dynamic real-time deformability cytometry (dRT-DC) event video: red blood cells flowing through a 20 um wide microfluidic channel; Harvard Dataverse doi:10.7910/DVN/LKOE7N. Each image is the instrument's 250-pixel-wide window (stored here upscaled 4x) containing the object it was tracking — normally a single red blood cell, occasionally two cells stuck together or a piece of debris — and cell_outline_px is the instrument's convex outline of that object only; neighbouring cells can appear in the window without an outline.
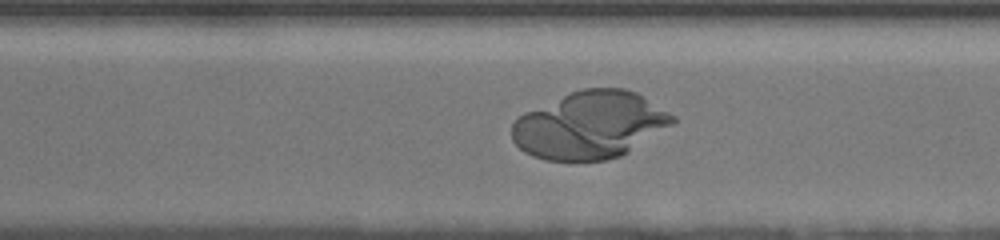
{"species": "human", "species_latin": "Homo sapiens", "temperature_condition": "cold", "stored_images_in_passage": 51, "camera_frame_rate_fps": 3000, "um_per_image_px": 0.085, "donor": {"sex": "female"}, "frame": {"image": 1, "passage_image": 42, "time_ms": 13.667, "image_size_px": [1000, 240], "cell_outline_px": [[676, 120], [672, 124], [620, 156], [604, 160], [544, 160], [532, 156], [524, 152], [512, 140], [512, 124], [524, 112], [580, 88], [624, 88], [636, 92], [676, 116]], "centroid_in_image_um": [50.11, 10.62], "position_along_channel_um": 320.5, "area_um2": 62.48}}